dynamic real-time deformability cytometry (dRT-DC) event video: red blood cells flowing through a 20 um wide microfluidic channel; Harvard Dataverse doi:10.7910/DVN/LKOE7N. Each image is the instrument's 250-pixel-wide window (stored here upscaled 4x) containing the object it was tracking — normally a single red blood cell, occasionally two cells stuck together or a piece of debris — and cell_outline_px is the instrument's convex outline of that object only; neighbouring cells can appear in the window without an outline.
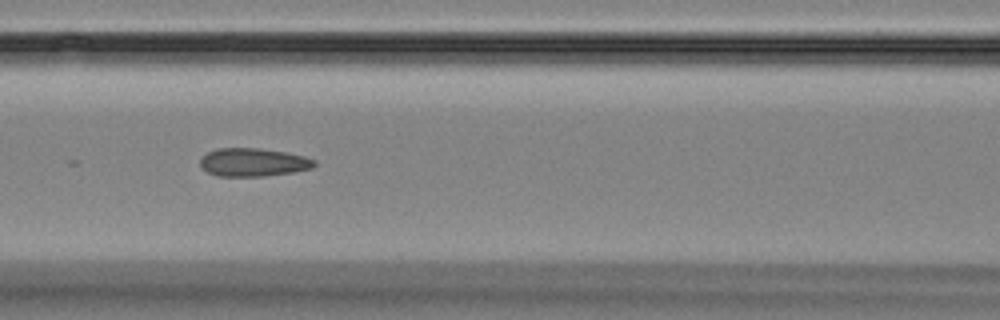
{"species": "Egyptian fruit bat (a non-hibernating species)", "species_latin": "Rousettus aegyptiacus", "temperature_condition": "room temperature", "stored_images_in_passage": 15, "camera_frame_rate_fps": 3000, "um_per_image_px": 0.085, "animal": {"sex": "female"}, "frame": {"image": 1, "passage_image": 7, "time_ms": 6.667, "image_size_px": [1000, 320], "cell_outline_px": [[316, 164], [312, 168], [292, 172], [264, 176], [216, 176], [200, 168], [200, 160], [208, 152], [216, 148], [260, 148], [284, 152], [304, 156], [316, 160]], "centroid_in_image_um": [21.5, 13.79], "position_along_channel_um": 145.1, "area_um2": 18.79}}
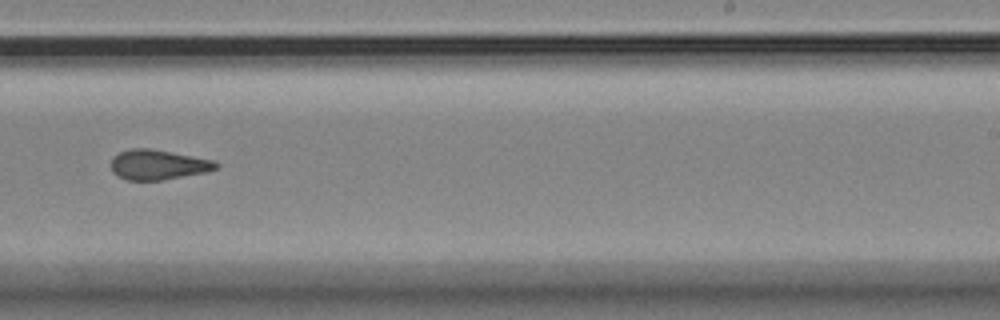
{"frame": {"image": 2, "passage_image": 10, "time_ms": 10.333, "image_size_px": [1000, 320], "cell_outline_px": [[220, 168], [204, 172], [164, 180], [128, 180], [116, 176], [112, 172], [112, 156], [120, 152], [132, 148], [148, 148], [216, 160], [220, 164]], "centroid_in_image_um": [13.45, 14.0], "position_along_channel_um": 275.5, "area_um2": 18.44}}
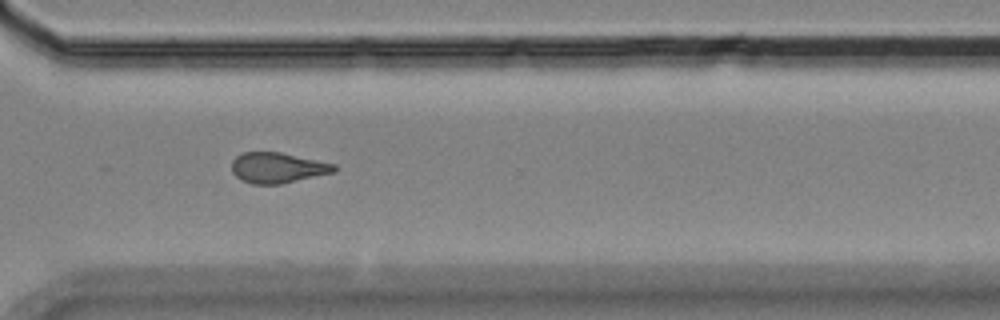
{"frame": {"image": 3, "passage_image": 12, "time_ms": 12.333, "image_size_px": [1000, 320], "cell_outline_px": [[336, 172], [280, 184], [252, 184], [240, 180], [232, 172], [232, 160], [236, 156], [244, 152], [280, 152], [336, 164]], "centroid_in_image_um": [23.59, 14.26], "position_along_channel_um": 347.0, "area_um2": 18.26}, "authors_computed_cell_mechanics": {"area_um2": 18.785, "velocity_mm_per_s": 3.5733, "shape_relaxation_time_tau1_ms": null, "shape_relaxation_time_tau2_ms": 1.538, "deformation_change_tau1": null, "deformation_change_tau2": 0.063}}